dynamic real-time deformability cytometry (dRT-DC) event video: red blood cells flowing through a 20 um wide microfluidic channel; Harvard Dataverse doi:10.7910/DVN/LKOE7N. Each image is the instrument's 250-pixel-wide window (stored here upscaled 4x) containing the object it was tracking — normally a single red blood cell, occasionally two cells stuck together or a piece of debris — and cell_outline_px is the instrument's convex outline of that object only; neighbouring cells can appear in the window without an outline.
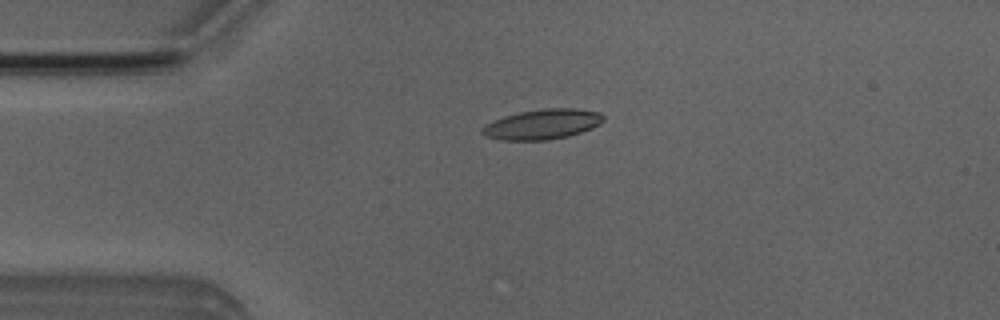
{"species": "Egyptian fruit bat (a non-hibernating species)", "species_latin": "Rousettus aegyptiacus", "temperature_condition": "room temperature", "stored_images_in_passage": 52, "camera_frame_rate_fps": 3000, "um_per_image_px": 0.085, "animal": {"sex": "male"}, "frame": {"image": 1, "passage_image": 12, "time_ms": 3.667, "image_size_px": [1000, 320], "cell_outline_px": [[604, 120], [600, 124], [592, 128], [568, 136], [548, 140], [500, 140], [484, 136], [480, 132], [488, 124], [504, 116], [520, 112], [544, 108], [576, 108], [600, 112], [604, 116]], "centroid_in_image_um": [46.14, 10.56], "position_along_channel_um": 38.9, "area_um2": 21.15}}
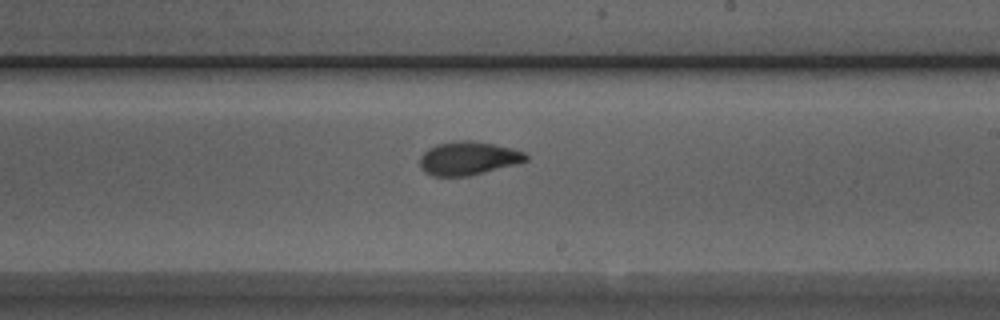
{"frame": {"image": 2, "passage_image": 30, "time_ms": 9.667, "image_size_px": [1000, 320], "cell_outline_px": [[528, 160], [520, 164], [468, 176], [432, 176], [424, 172], [420, 168], [420, 156], [428, 148], [436, 144], [456, 140], [472, 140], [512, 148], [524, 152], [528, 156]], "centroid_in_image_um": [39.8, 13.46], "position_along_channel_um": 249.2, "area_um2": 20.98}}
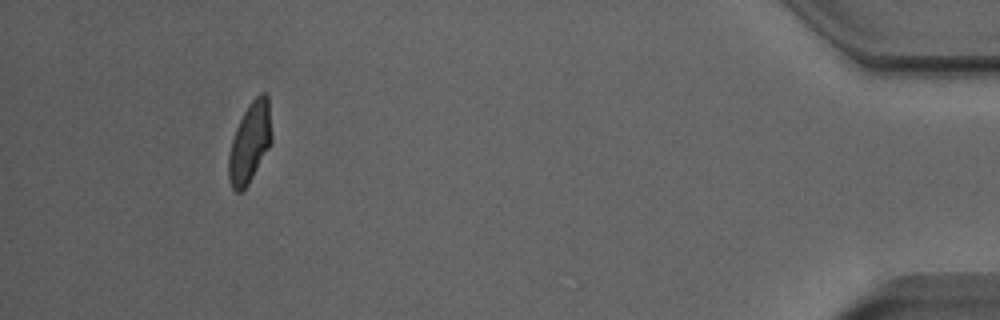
{"frame": {"image": 3, "passage_image": 48, "time_ms": 15.667, "image_size_px": [1000, 320], "cell_outline_px": [[272, 140], [268, 148], [248, 184], [240, 192], [236, 192], [232, 188], [228, 180], [228, 156], [232, 140], [236, 128], [244, 112], [252, 100], [260, 92], [264, 92], [268, 96], [272, 136]], "centroid_in_image_um": [21.23, 12.11], "position_along_channel_um": 414.0, "area_um2": 19.88}, "authors_computed_cell_mechanics": {"area_um2": 20.2589, "velocity_mm_per_s": 3.9456, "shape_relaxation_time_tau1_ms": 4.3714, "shape_relaxation_time_tau2_ms": 1.7344, "deformation_change_tau1": 0.1486, "deformation_change_tau2": 0.0803}}